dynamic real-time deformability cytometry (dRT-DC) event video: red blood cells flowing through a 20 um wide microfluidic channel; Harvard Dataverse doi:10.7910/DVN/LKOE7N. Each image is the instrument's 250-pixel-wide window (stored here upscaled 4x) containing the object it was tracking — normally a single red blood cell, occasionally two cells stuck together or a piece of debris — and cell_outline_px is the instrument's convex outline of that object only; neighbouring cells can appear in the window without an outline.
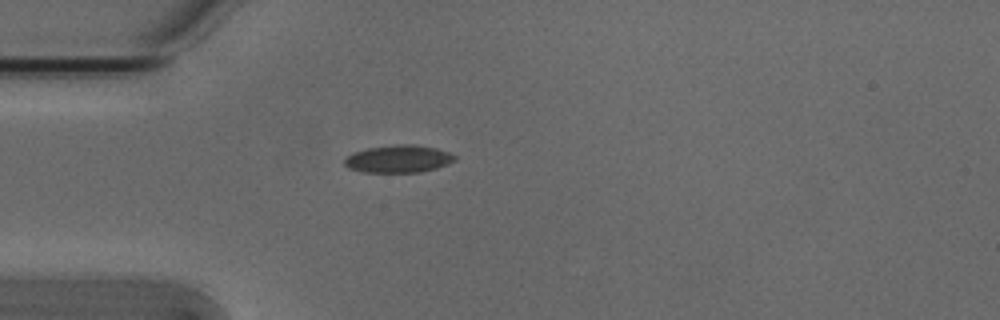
{"species": "Egyptian fruit bat (a non-hibernating species)", "species_latin": "Rousettus aegyptiacus", "temperature_condition": "cold", "stored_images_in_passage": 36, "camera_frame_rate_fps": 3000, "um_per_image_px": 0.085, "animal": {"sex": "male"}, "frame": {"image": 1, "passage_image": 1, "time_ms": 0.0, "image_size_px": [1000, 320], "cell_outline_px": [[456, 160], [448, 164], [436, 168], [420, 172], [364, 172], [348, 168], [344, 164], [344, 160], [352, 152], [368, 148], [396, 144], [412, 144], [436, 148], [448, 152], [456, 156]], "centroid_in_image_um": [33.87, 13.5], "position_along_channel_um": 51.1, "area_um2": 17.69}}
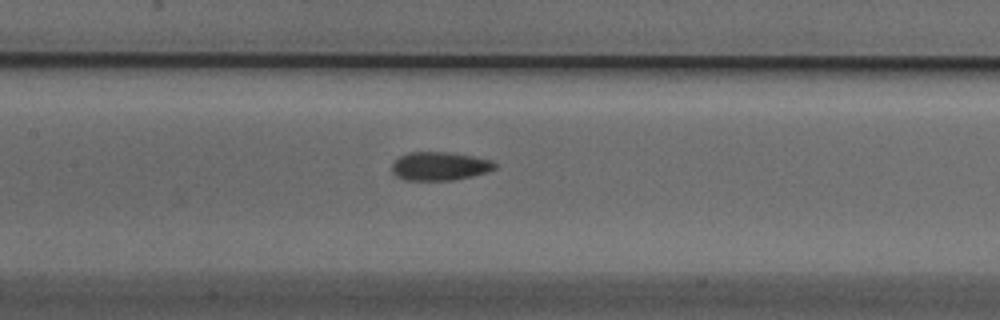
{"frame": {"image": 2, "passage_image": 11, "time_ms": 3.333, "image_size_px": [1000, 320], "cell_outline_px": [[496, 168], [472, 176], [452, 180], [404, 180], [396, 176], [392, 172], [392, 164], [400, 156], [408, 152], [444, 152], [472, 156], [492, 160], [496, 164]], "centroid_in_image_um": [37.34, 14.12], "position_along_channel_um": 170.1, "area_um2": 16.94}}
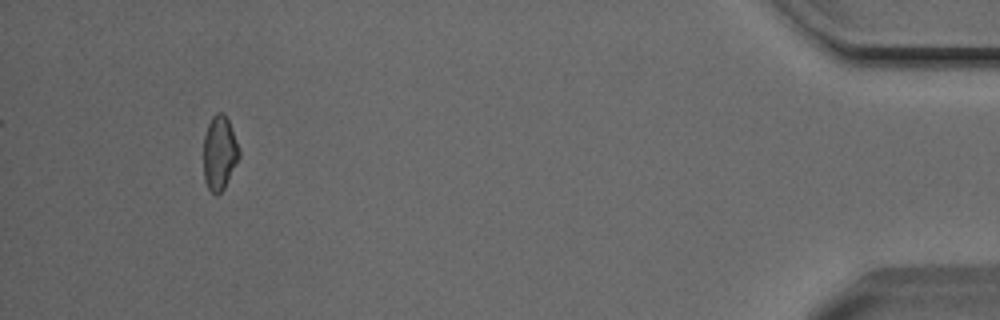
{"frame": {"image": 3, "passage_image": 36, "time_ms": 11.667, "image_size_px": [1000, 320], "cell_outline_px": [[240, 156], [224, 188], [216, 196], [208, 188], [204, 180], [204, 136], [208, 124], [212, 116], [216, 112], [224, 112], [228, 120], [240, 148]], "centroid_in_image_um": [18.66, 12.98], "position_along_channel_um": 416.5, "area_um2": 15.43}, "authors_computed_cell_mechanics": {"area_um2": 16.3574, "velocity_mm_per_s": 3.8427, "shape_relaxation_time_tau1_ms": 2.6141, "shape_relaxation_time_tau2_ms": 6.435, "deformation_change_tau1": 0.0834, "deformation_change_tau2": 0.1342}}